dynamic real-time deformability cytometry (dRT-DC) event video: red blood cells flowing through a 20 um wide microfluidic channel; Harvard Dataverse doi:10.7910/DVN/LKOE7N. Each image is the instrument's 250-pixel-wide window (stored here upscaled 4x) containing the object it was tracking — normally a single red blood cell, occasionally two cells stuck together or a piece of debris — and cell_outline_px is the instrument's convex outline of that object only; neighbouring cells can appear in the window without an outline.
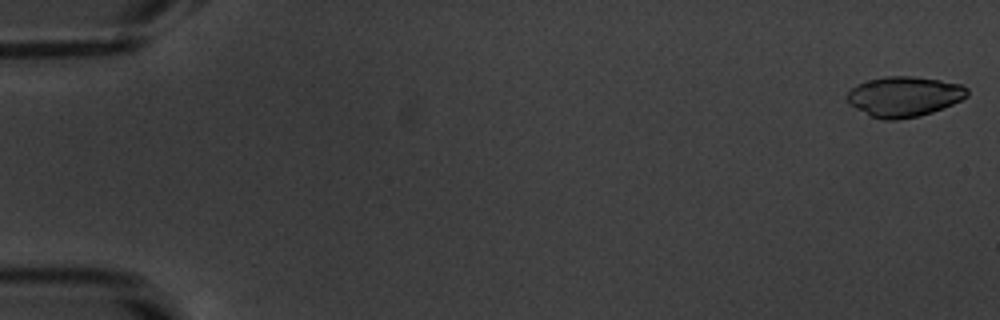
{"species": "common noctule bat (a hibernating species)", "species_latin": "Nyctalus noctula", "temperature_condition": "warm", "stored_images_in_passage": 53, "camera_frame_rate_fps": 3000, "um_per_image_px": 0.085, "animal": {"sex": "male", "body_mass_g": 20.1, "forearm_length_mm": 53.5}, "frame": {"image": 1, "passage_image": 1, "time_ms": 0.0, "image_size_px": [1000, 320], "cell_outline_px": [[968, 96], [952, 104], [932, 112], [920, 116], [896, 120], [884, 120], [872, 116], [848, 104], [848, 92], [856, 84], [868, 80], [884, 76], [912, 76], [940, 80], [960, 84], [968, 88]], "centroid_in_image_um": [76.85, 8.2], "position_along_channel_um": 8.1, "area_um2": 28.03}}
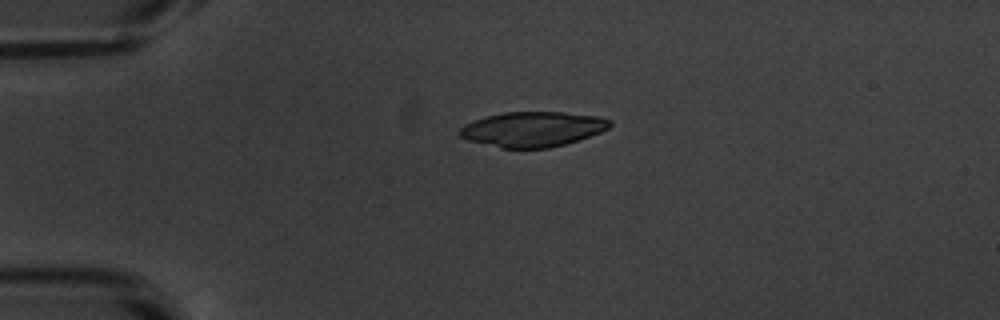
{"frame": {"image": 2, "passage_image": 13, "time_ms": 4.0, "image_size_px": [1000, 320], "cell_outline_px": [[612, 124], [608, 128], [600, 132], [564, 144], [548, 148], [500, 148], [468, 140], [460, 136], [460, 128], [464, 124], [484, 116], [504, 112], [564, 112], [600, 116], [612, 120]], "centroid_in_image_um": [45.27, 10.97], "position_along_channel_um": 39.7, "area_um2": 30.63}}
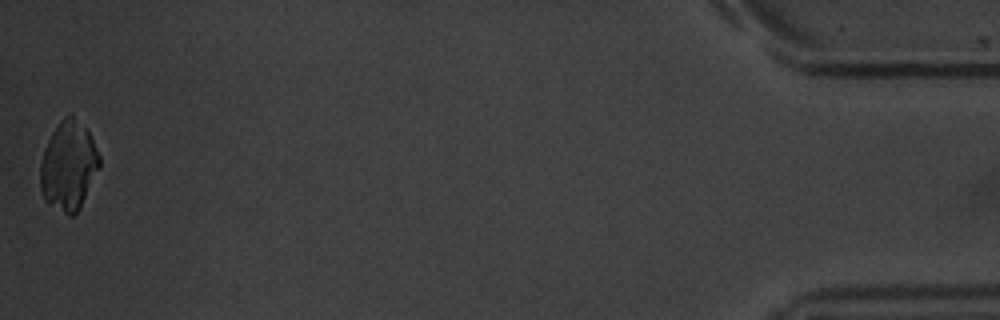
{"frame": {"image": 3, "passage_image": 53, "time_ms": 17.333, "image_size_px": [1000, 320], "cell_outline_px": [[100, 168], [80, 208], [72, 216], [68, 216], [44, 200], [40, 188], [40, 164], [44, 148], [52, 132], [60, 120], [64, 116], [72, 112], [88, 132], [100, 156]], "centroid_in_image_um": [5.82, 14.09], "position_along_channel_um": 429.4, "area_um2": 30.87}}